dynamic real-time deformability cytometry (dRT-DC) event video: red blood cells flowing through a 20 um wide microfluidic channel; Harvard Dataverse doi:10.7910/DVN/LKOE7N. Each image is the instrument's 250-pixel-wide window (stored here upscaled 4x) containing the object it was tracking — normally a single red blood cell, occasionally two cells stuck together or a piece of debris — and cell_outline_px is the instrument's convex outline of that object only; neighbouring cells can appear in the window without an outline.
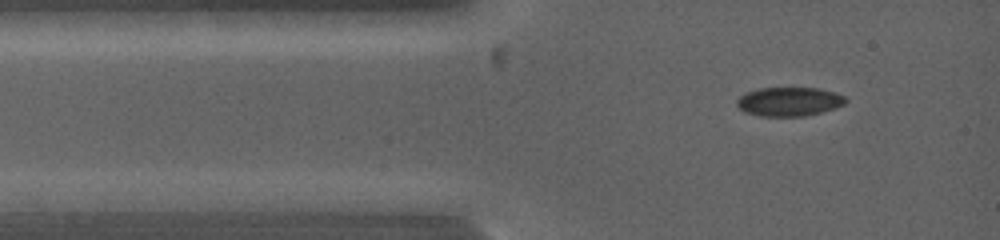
{"species": "common noctule bat (a hibernating species)", "species_latin": "Nyctalus noctula", "temperature_condition": "warm", "stored_images_in_passage": 10, "camera_frame_rate_fps": 5000, "um_per_image_px": 0.085, "animal": {"sex": "female", "body_mass_g": 19.0, "forearm_length_mm": 53.3}, "frame": {"image": 1, "passage_image": 4, "time_ms": 1.0, "image_size_px": [1000, 240], "cell_outline_px": [[848, 100], [844, 104], [836, 108], [804, 116], [760, 116], [744, 112], [736, 104], [736, 100], [740, 96], [748, 92], [760, 88], [820, 88], [836, 92], [844, 96]], "centroid_in_image_um": [67.1, 8.63], "position_along_channel_um": 17.9, "area_um2": 18.38}}
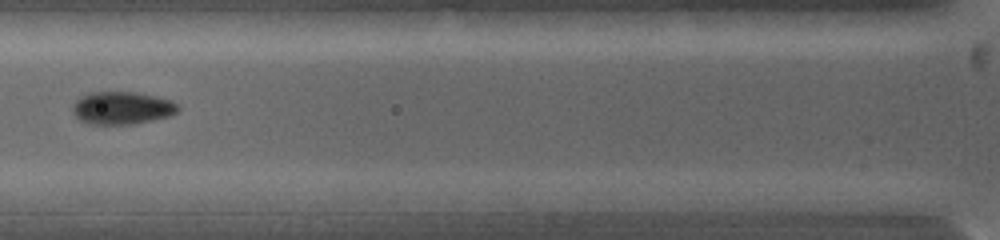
{"frame": {"image": 2, "passage_image": 9, "time_ms": 4.0, "image_size_px": [1000, 240], "cell_outline_px": [[180, 108], [172, 116], [132, 124], [88, 124], [80, 120], [72, 112], [72, 104], [80, 96], [88, 92], [136, 92], [156, 96], [172, 100]], "centroid_in_image_um": [10.36, 9.17], "position_along_channel_um": 115.4, "area_um2": 20.29}}